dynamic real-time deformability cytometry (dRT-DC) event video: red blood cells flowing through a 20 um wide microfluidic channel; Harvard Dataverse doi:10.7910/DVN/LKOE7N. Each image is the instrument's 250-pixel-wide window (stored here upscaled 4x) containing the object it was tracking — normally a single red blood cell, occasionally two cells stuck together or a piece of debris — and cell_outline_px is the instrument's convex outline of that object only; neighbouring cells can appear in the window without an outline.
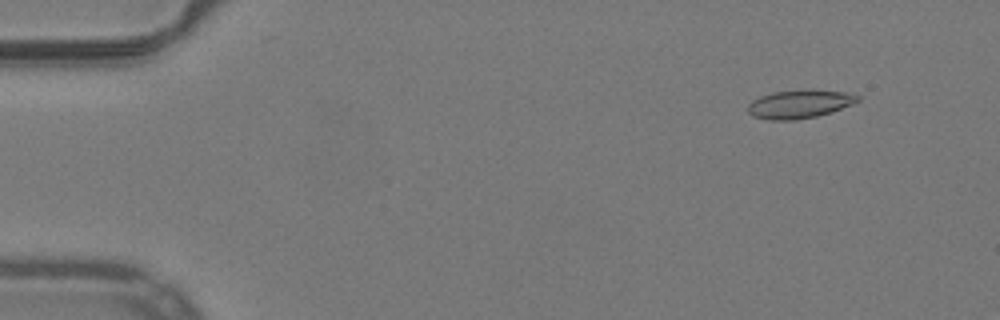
{"species": "common noctule bat (a hibernating species)", "species_latin": "Nyctalus noctula", "temperature_condition": "warm", "stored_images_in_passage": 50, "camera_frame_rate_fps": 3000, "um_per_image_px": 0.085, "animal": {"sex": "male", "body_mass_g": 19.2, "forearm_length_mm": 51.8}, "frame": {"image": 1, "passage_image": 3, "time_ms": 0.667, "image_size_px": [1000, 320], "cell_outline_px": [[860, 100], [852, 104], [832, 112], [816, 116], [796, 120], [768, 120], [752, 116], [748, 112], [748, 104], [752, 100], [760, 96], [772, 92], [812, 88], [844, 92], [860, 96]], "centroid_in_image_um": [67.95, 8.83], "position_along_channel_um": 17.0, "area_um2": 18.5}}
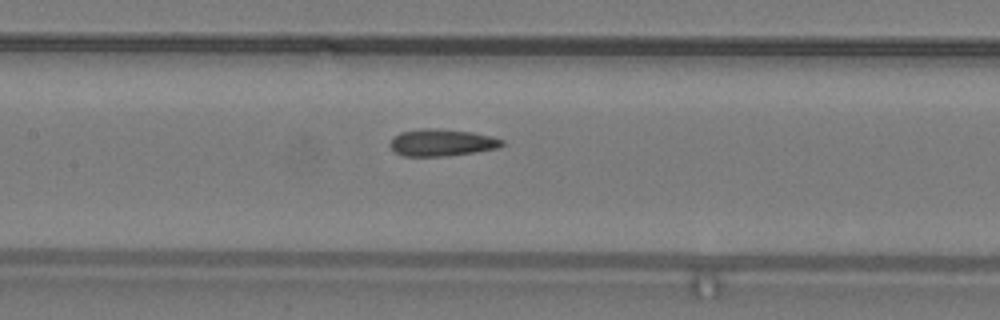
{"frame": {"image": 2, "passage_image": 23, "time_ms": 7.333, "image_size_px": [1000, 320], "cell_outline_px": [[504, 144], [500, 148], [476, 152], [448, 156], [404, 156], [396, 152], [388, 144], [400, 132], [420, 128], [440, 128], [472, 132], [492, 136], [504, 140]], "centroid_in_image_um": [37.59, 12.11], "position_along_channel_um": 169.8, "area_um2": 17.8}}
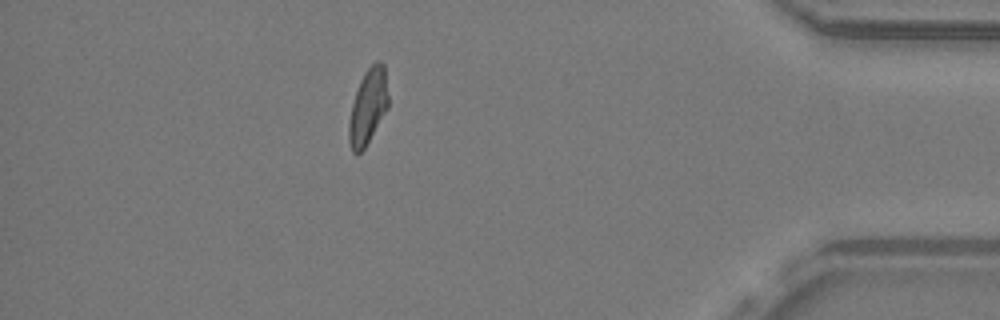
{"frame": {"image": 3, "passage_image": 44, "time_ms": 14.333, "image_size_px": [1000, 320], "cell_outline_px": [[388, 108], [364, 148], [360, 152], [352, 152], [348, 140], [348, 124], [352, 104], [360, 80], [364, 72], [376, 60], [380, 60], [384, 64], [388, 96]], "centroid_in_image_um": [31.28, 9.03], "position_along_channel_um": 403.9, "area_um2": 17.17}, "authors_computed_cell_mechanics": {"area_um2": 17.5134, "velocity_mm_per_s": 3.9828, "shape_relaxation_time_tau1_ms": null, "shape_relaxation_time_tau2_ms": 2.4218, "deformation_change_tau1": null, "deformation_change_tau2": 0.1051}}